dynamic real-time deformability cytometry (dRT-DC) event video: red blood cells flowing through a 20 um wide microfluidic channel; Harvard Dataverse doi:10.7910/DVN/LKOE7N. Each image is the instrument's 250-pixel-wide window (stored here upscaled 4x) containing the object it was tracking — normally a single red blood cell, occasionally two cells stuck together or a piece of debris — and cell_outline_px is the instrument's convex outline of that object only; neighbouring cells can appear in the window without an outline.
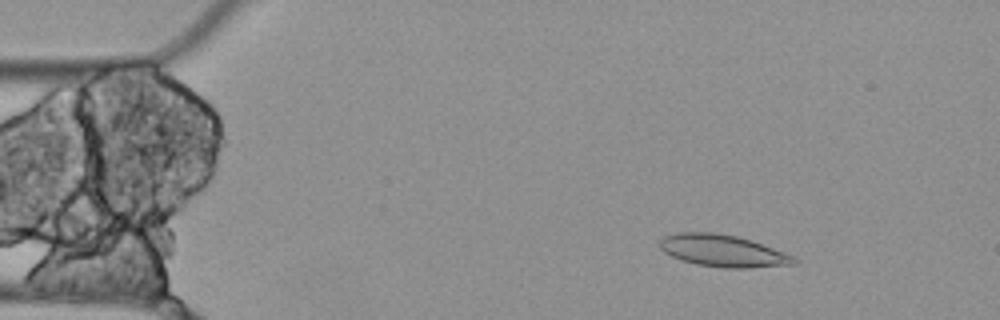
{"species": "Egyptian fruit bat (a non-hibernating species)", "species_latin": "Rousettus aegyptiacus", "temperature_condition": "cold", "stored_images_in_passage": 6, "camera_frame_rate_fps": 3000, "um_per_image_px": 0.085, "animal": {"sex": "female"}, "frame": {"image": 1, "passage_image": 3, "time_ms": 0.667, "image_size_px": [1000, 320], "cell_outline_px": [[800, 260], [796, 264], [748, 268], [724, 268], [696, 264], [672, 256], [664, 252], [660, 248], [660, 240], [664, 236], [680, 232], [716, 232], [736, 236], [752, 240], [784, 252]], "centroid_in_image_um": [61.47, 21.31], "position_along_channel_um": 23.5, "area_um2": 25.03}}